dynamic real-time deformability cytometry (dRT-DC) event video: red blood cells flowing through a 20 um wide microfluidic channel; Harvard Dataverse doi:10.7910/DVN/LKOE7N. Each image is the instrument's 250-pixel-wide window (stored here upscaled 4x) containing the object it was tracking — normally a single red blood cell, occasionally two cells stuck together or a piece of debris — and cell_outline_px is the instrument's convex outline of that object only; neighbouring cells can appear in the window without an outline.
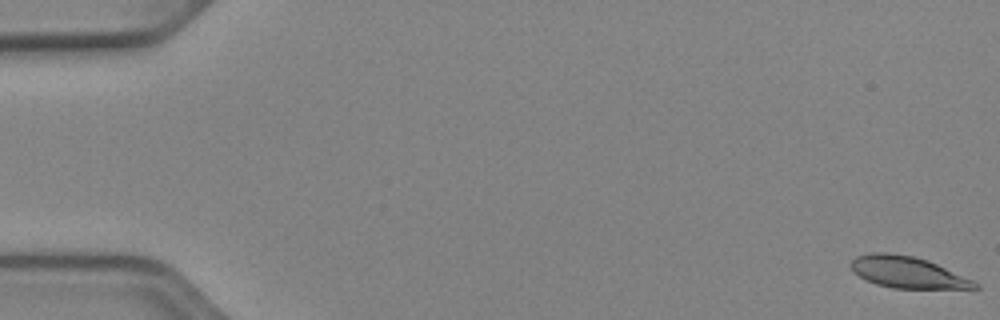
{"species": "Egyptian fruit bat (a non-hibernating species)", "species_latin": "Rousettus aegyptiacus", "temperature_condition": "cold", "stored_images_in_passage": 53, "camera_frame_rate_fps": 3000, "um_per_image_px": 0.085, "animal": {"sex": "female"}, "frame": {"image": 1, "passage_image": 1, "time_ms": 0.0, "image_size_px": [1000, 320], "cell_outline_px": [[980, 288], [892, 288], [876, 284], [852, 272], [848, 264], [856, 256], [872, 252], [888, 252], [912, 256], [928, 260], [972, 280], [980, 284]], "centroid_in_image_um": [77.08, 23.13], "position_along_channel_um": 7.9, "area_um2": 22.6}}
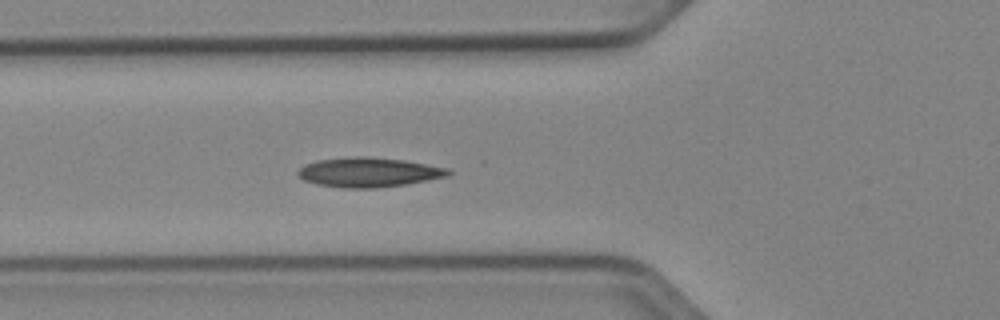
{"frame": {"image": 2, "passage_image": 20, "time_ms": 6.333, "image_size_px": [1000, 320], "cell_outline_px": [[452, 172], [448, 176], [408, 184], [376, 188], [344, 188], [316, 184], [304, 180], [296, 172], [304, 164], [316, 160], [356, 156], [368, 156], [404, 160], [448, 168]], "centroid_in_image_um": [31.33, 14.64], "position_along_channel_um": 94.5, "area_um2": 26.01}}
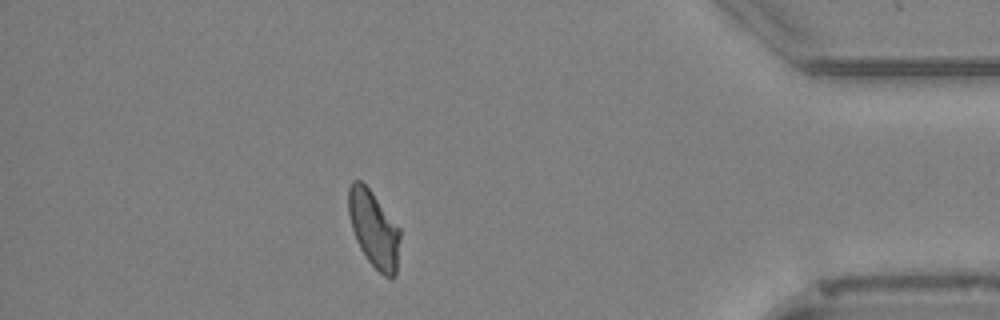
{"frame": {"image": 3, "passage_image": 47, "time_ms": 15.333, "image_size_px": [1000, 320], "cell_outline_px": [[400, 240], [396, 276], [392, 280], [384, 276], [368, 260], [360, 248], [356, 240], [352, 228], [348, 212], [348, 188], [352, 180], [360, 180], [372, 192], [400, 228]], "centroid_in_image_um": [31.78, 19.48], "position_along_channel_um": 403.4, "area_um2": 23.06}, "authors_computed_cell_mechanics": {"area_um2": 23.6402, "velocity_mm_per_s": 3.8801, "shape_relaxation_time_tau1_ms": 8.9989, "shape_relaxation_time_tau2_ms": 2.8832, "deformation_change_tau1": 0.182, "deformation_change_tau2": 0.0823}}